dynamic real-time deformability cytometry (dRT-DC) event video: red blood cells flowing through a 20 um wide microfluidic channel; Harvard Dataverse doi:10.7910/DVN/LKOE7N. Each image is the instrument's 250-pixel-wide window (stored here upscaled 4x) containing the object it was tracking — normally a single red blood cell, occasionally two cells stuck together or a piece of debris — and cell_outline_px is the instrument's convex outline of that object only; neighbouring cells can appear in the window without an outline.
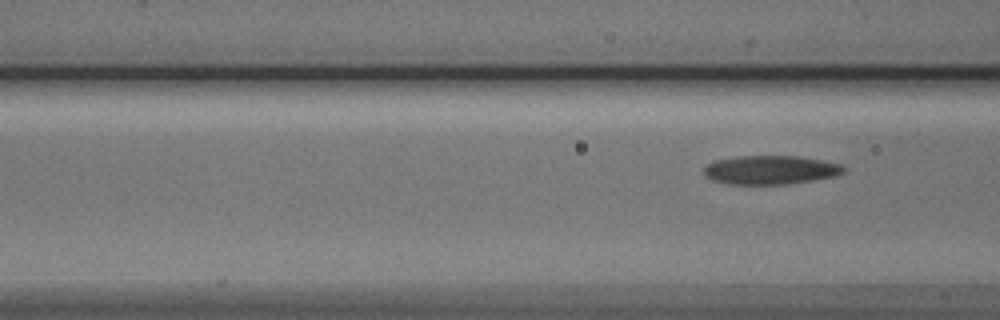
{"species": "Egyptian fruit bat (a non-hibernating species)", "species_latin": "Rousettus aegyptiacus", "temperature_condition": "cold", "stored_images_in_passage": 3, "segment_of_instrument_passage": [2, 2], "camera_frame_rate_fps": 3000, "um_per_image_px": 0.085, "animal": {"sex": "male"}, "frame": {"image": 1, "passage_image": 3, "time_ms": 3.333, "image_size_px": [1000, 320], "cell_outline_px": [[848, 168], [844, 172], [836, 176], [812, 180], [784, 184], [728, 184], [712, 180], [704, 176], [700, 172], [708, 164], [716, 160], [736, 156], [800, 156], [840, 164]], "centroid_in_image_um": [65.46, 14.44], "position_along_channel_um": 101.1, "area_um2": 23.58}}